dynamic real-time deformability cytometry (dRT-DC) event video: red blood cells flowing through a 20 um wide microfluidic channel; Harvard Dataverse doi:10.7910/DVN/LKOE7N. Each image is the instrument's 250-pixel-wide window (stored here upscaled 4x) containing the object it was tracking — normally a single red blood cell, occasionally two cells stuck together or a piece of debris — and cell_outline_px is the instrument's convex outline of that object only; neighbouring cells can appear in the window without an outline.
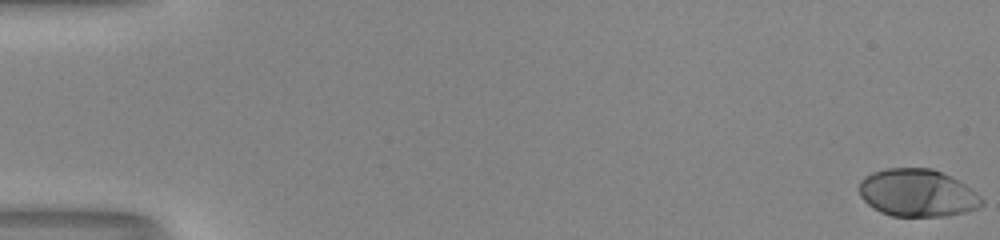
{"species": "human", "species_latin": "Homo sapiens", "temperature_condition": "room temperature", "stored_images_in_passage": 52, "camera_frame_rate_fps": 3000, "um_per_image_px": 0.085, "donor": {"sex": "male"}, "frame": {"image": 1, "passage_image": 1, "time_ms": 0.0, "image_size_px": [1000, 240], "cell_outline_px": [[984, 204], [968, 212], [944, 216], [892, 216], [880, 212], [872, 208], [860, 196], [860, 180], [864, 176], [872, 172], [884, 168], [932, 168], [964, 184], [980, 196], [984, 200]], "centroid_in_image_um": [77.95, 16.41], "position_along_channel_um": 7.0, "area_um2": 33.93}}
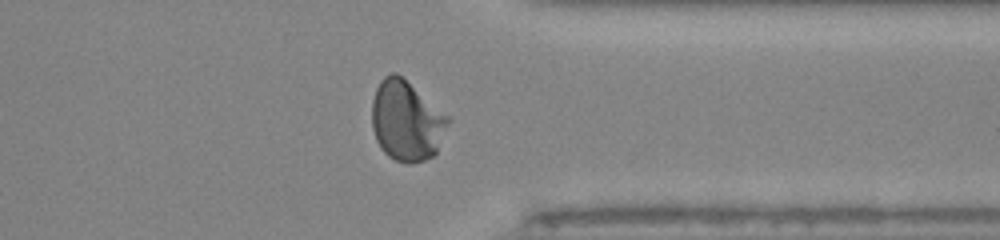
{"frame": {"image": 2, "passage_image": 43, "time_ms": 14.0, "image_size_px": [1000, 240], "cell_outline_px": [[452, 120], [436, 152], [432, 156], [424, 160], [412, 164], [408, 164], [396, 160], [388, 156], [380, 148], [376, 140], [372, 128], [372, 100], [376, 88], [380, 80], [384, 76], [392, 72], [396, 72], [448, 116]], "centroid_in_image_um": [34.54, 10.29], "position_along_channel_um": 376.9, "area_um2": 35.6}}
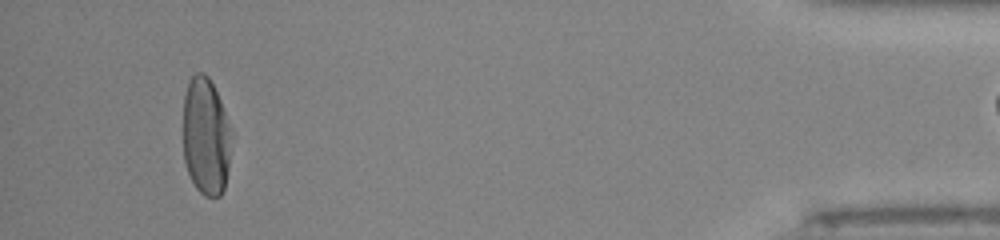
{"frame": {"image": 3, "passage_image": 51, "time_ms": 16.667, "image_size_px": [1000, 240], "cell_outline_px": [[232, 132], [228, 168], [224, 188], [220, 196], [204, 196], [196, 188], [188, 172], [184, 160], [184, 96], [188, 80], [196, 72], [204, 72], [208, 76], [220, 100]], "centroid_in_image_um": [17.5, 11.58], "position_along_channel_um": 417.7, "area_um2": 33.06}}